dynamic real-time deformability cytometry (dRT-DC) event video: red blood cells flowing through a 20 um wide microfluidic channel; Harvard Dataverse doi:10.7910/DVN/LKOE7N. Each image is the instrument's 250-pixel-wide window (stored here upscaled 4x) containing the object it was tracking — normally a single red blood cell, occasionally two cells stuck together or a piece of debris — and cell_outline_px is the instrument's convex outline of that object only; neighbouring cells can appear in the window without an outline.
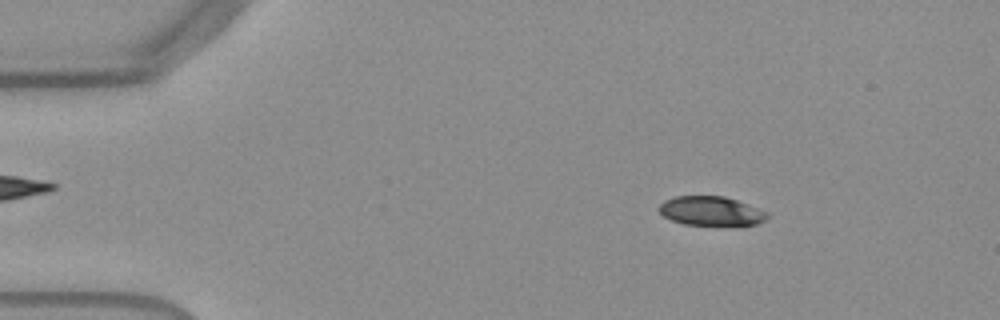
{"species": "Egyptian fruit bat (a non-hibernating species)", "species_latin": "Rousettus aegyptiacus", "temperature_condition": "warm", "stored_images_in_passage": 54, "camera_frame_rate_fps": 3000, "um_per_image_px": 0.085, "frame": {"image": 1, "passage_image": 8, "time_ms": 2.333, "image_size_px": [1000, 320], "cell_outline_px": [[768, 216], [764, 220], [756, 224], [684, 224], [672, 220], [664, 216], [656, 208], [664, 200], [676, 196], [724, 196], [748, 204], [768, 212]], "centroid_in_image_um": [60.4, 17.91], "position_along_channel_um": 24.6, "area_um2": 18.09}}
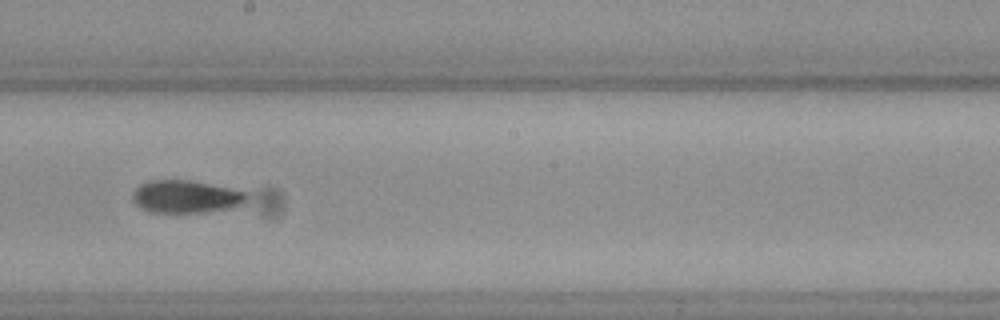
{"frame": {"image": 2, "passage_image": 30, "time_ms": 9.667, "image_size_px": [1000, 320], "cell_outline_px": [[248, 200], [244, 204], [232, 208], [204, 212], [148, 212], [140, 208], [132, 200], [132, 192], [140, 184], [148, 180], [192, 180], [248, 192]], "centroid_in_image_um": [15.81, 16.71], "position_along_channel_um": 232.4, "area_um2": 22.02}}
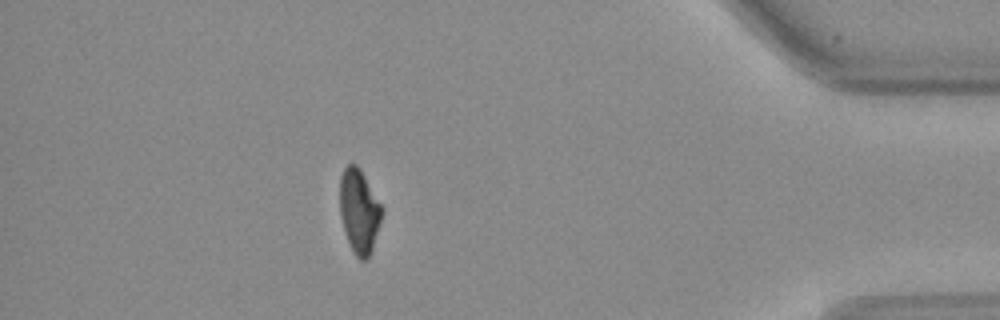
{"frame": {"image": 3, "passage_image": 47, "time_ms": 15.333, "image_size_px": [1000, 320], "cell_outline_px": [[384, 212], [368, 260], [360, 260], [356, 256], [344, 232], [340, 216], [340, 176], [344, 168], [348, 164], [356, 164], [360, 168], [384, 208]], "centroid_in_image_um": [30.54, 17.93], "position_along_channel_um": 404.7, "area_um2": 20.75}, "authors_computed_cell_mechanics": {"area_um2": 21.0103, "velocity_mm_per_s": 3.8478, "shape_relaxation_time_tau1_ms": 9.0046, "shape_relaxation_time_tau2_ms": 6.764, "deformation_change_tau1": 0.2333, "deformation_change_tau2": 0.127}}